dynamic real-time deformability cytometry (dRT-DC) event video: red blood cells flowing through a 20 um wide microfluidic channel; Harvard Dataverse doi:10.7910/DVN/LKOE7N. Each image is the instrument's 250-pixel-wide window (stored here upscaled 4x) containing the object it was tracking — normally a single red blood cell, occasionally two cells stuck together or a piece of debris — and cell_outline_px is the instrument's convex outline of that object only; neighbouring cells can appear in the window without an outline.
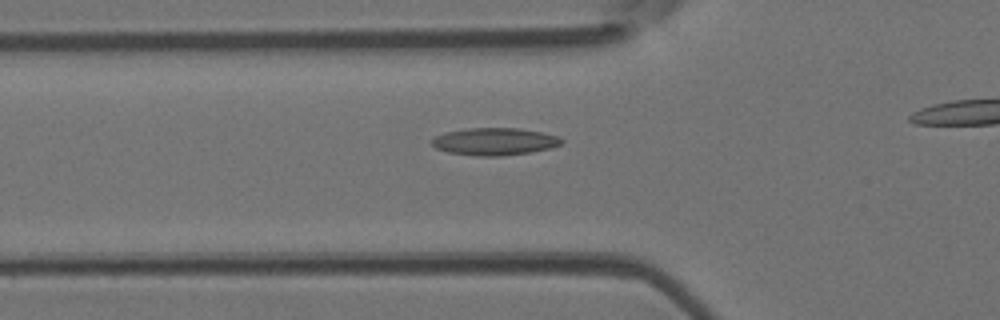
{"species": "Egyptian fruit bat (a non-hibernating species)", "species_latin": "Rousettus aegyptiacus", "temperature_condition": "room temperature", "stored_images_in_passage": 33, "camera_frame_rate_fps": 3000, "um_per_image_px": 0.085, "animal": {"sex": "female"}, "frame": {"image": 1, "passage_image": 10, "time_ms": 3.0, "image_size_px": [1000, 320], "cell_outline_px": [[564, 140], [560, 144], [552, 148], [528, 152], [500, 156], [476, 156], [448, 152], [436, 148], [432, 144], [432, 140], [436, 136], [444, 132], [468, 128], [520, 128], [544, 132], [560, 136]], "centroid_in_image_um": [42.07, 12.02], "position_along_channel_um": 83.7, "area_um2": 20.75}}
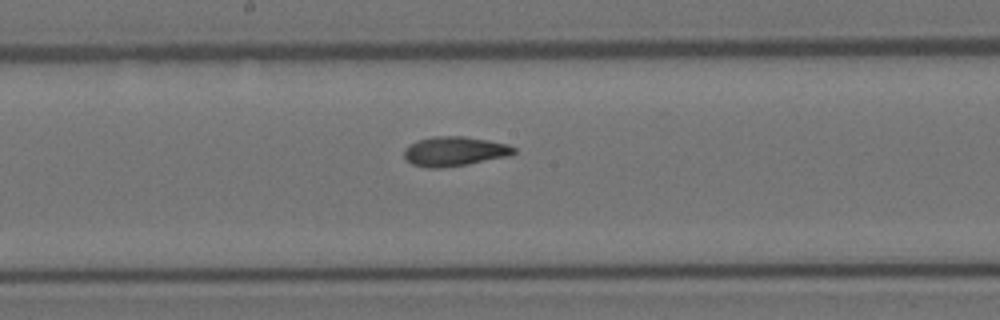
{"frame": {"image": 2, "passage_image": 19, "time_ms": 6.0, "image_size_px": [1000, 320], "cell_outline_px": [[516, 152], [512, 156], [468, 164], [440, 168], [428, 168], [412, 164], [404, 160], [404, 148], [408, 144], [416, 140], [432, 136], [464, 136], [488, 140], [508, 144], [516, 148]], "centroid_in_image_um": [38.62, 12.86], "position_along_channel_um": 209.6, "area_um2": 19.31}}
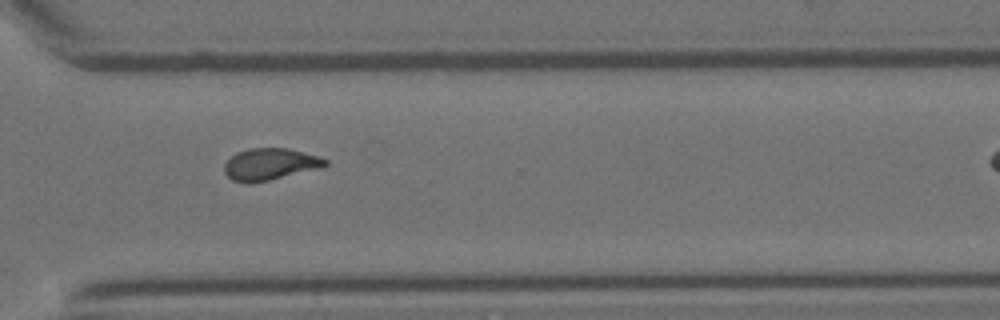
{"frame": {"image": 3, "passage_image": 29, "time_ms": 9.333, "image_size_px": [1000, 320], "cell_outline_px": [[328, 164], [324, 168], [268, 180], [248, 184], [232, 180], [224, 172], [224, 164], [236, 152], [248, 148], [288, 148], [320, 156], [328, 160]], "centroid_in_image_um": [22.99, 13.96], "position_along_channel_um": 347.6, "area_um2": 18.96}}